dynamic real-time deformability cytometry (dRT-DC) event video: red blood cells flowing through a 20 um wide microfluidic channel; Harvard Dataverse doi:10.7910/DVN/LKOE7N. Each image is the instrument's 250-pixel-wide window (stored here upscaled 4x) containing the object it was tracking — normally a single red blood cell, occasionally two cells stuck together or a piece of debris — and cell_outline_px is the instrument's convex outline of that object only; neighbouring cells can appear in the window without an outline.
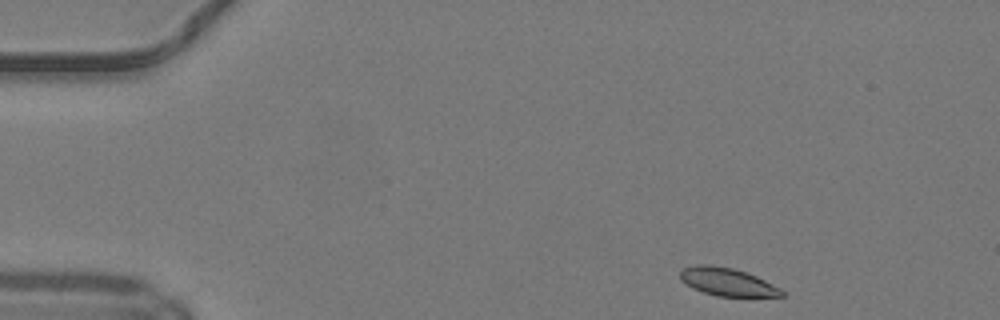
{"species": "common noctule bat (a hibernating species)", "species_latin": "Nyctalus noctula", "temperature_condition": "warm", "stored_images_in_passage": 44, "camera_frame_rate_fps": 3000, "um_per_image_px": 0.085, "animal": {"sex": "male", "body_mass_g": 19.2, "forearm_length_mm": 51.8}, "frame": {"image": 1, "passage_image": 1, "time_ms": 0.0, "image_size_px": [1000, 320], "cell_outline_px": [[784, 296], [716, 296], [692, 288], [684, 284], [680, 280], [680, 272], [684, 268], [696, 264], [708, 264], [732, 268], [756, 276], [780, 288], [784, 292]], "centroid_in_image_um": [61.77, 23.95], "position_along_channel_um": 23.2, "area_um2": 16.42}}
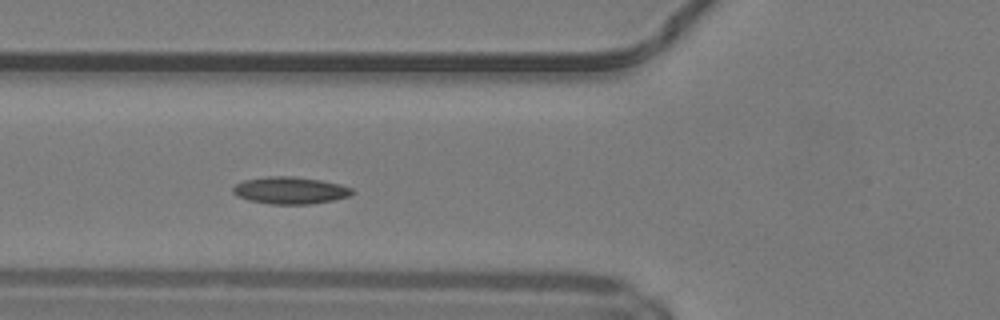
{"frame": {"image": 2, "passage_image": 13, "time_ms": 4.0, "image_size_px": [1000, 320], "cell_outline_px": [[356, 192], [348, 196], [332, 200], [308, 204], [272, 204], [248, 200], [236, 196], [232, 192], [232, 188], [236, 184], [244, 180], [268, 176], [296, 176], [320, 180], [340, 184], [352, 188]], "centroid_in_image_um": [24.65, 16.17], "position_along_channel_um": 101.2, "area_um2": 18.84}}
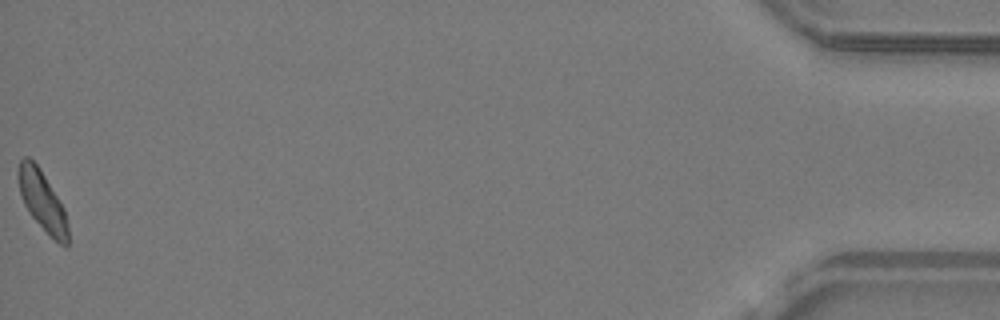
{"frame": {"image": 3, "passage_image": 44, "time_ms": 14.333, "image_size_px": [1000, 320], "cell_outline_px": [[68, 244], [60, 244], [32, 216], [24, 204], [20, 192], [16, 176], [16, 172], [20, 160], [24, 156], [28, 156], [40, 168], [64, 208], [68, 224]], "centroid_in_image_um": [3.56, 17.0], "position_along_channel_um": 431.6, "area_um2": 17.05}, "authors_computed_cell_mechanics": {"area_um2": 17.5712, "velocity_mm_per_s": 4.1635, "shape_relaxation_time_tau1_ms": 3.0391, "shape_relaxation_time_tau2_ms": 3.3807, "deformation_change_tau1": 0.0935, "deformation_change_tau2": 0.0946}}